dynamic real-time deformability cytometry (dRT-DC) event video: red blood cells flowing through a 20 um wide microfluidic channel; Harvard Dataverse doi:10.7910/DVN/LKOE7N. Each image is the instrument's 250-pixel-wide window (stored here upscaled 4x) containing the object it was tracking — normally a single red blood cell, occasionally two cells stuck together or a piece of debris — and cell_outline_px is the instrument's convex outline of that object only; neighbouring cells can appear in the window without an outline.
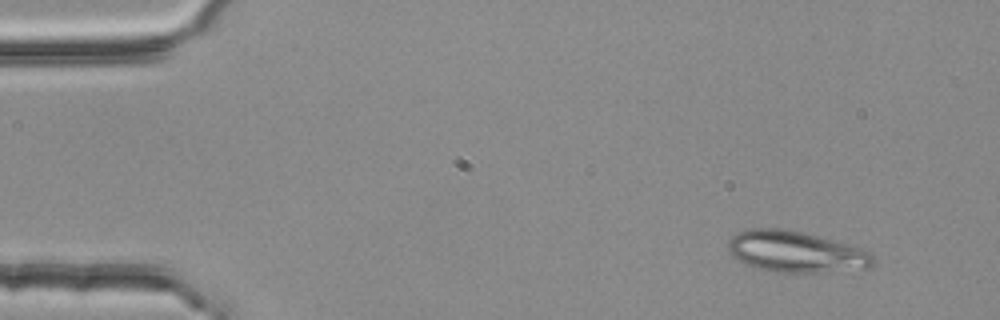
{"species": "common noctule bat (a hibernating species)", "species_latin": "Nyctalus noctula", "temperature_condition": "room temperature", "stored_images_in_passage": 3, "camera_frame_rate_fps": 3000, "um_per_image_px": 0.085, "animal": {"sex": "female", "body_mass_g": 25.1}, "frame": {"image": 1, "passage_image": 1, "time_ms": 0.0, "image_size_px": [1000, 320], "cell_outline_px": [[876, 256], [872, 264], [868, 268], [816, 272], [772, 272], [748, 264], [732, 256], [728, 248], [728, 240], [736, 232], [748, 228], [784, 228], [848, 244], [872, 252]], "centroid_in_image_um": [67.63, 21.38], "position_along_channel_um": 17.4, "area_um2": 34.56}}